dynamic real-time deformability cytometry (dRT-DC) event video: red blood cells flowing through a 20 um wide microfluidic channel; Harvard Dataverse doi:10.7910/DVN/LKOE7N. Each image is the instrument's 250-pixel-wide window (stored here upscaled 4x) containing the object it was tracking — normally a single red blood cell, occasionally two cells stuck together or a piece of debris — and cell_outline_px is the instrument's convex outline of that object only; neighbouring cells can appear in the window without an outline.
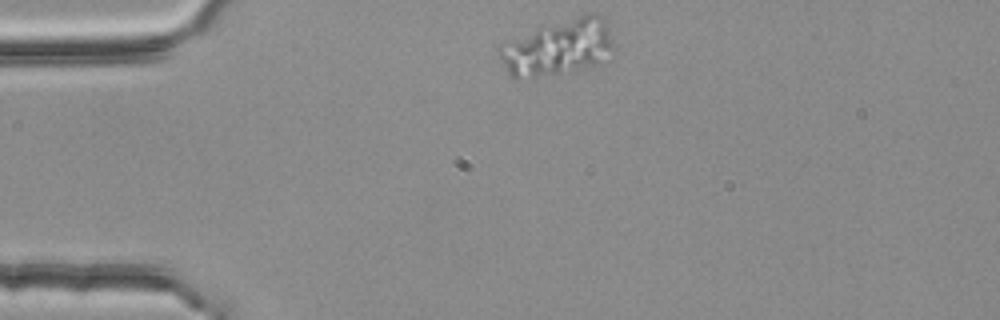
{"species": "common noctule bat (a hibernating species)", "species_latin": "Nyctalus noctula", "temperature_condition": "room temperature", "stored_images_in_passage": 2, "camera_frame_rate_fps": 3000, "um_per_image_px": 0.085, "animal": {"sex": "female", "body_mass_g": 25.1}, "frame": {"image": 1, "passage_image": 2, "time_ms": 0.333, "image_size_px": [1000, 320], "cell_outline_px": [[612, 60], [600, 64], [560, 72], [516, 80], [512, 80], [508, 76], [496, 52], [496, 48], [504, 40], [588, 12], [596, 12], [604, 16], [612, 40]], "centroid_in_image_um": [47.4, 4.04], "position_along_channel_um": 37.6, "area_um2": 37.86}}